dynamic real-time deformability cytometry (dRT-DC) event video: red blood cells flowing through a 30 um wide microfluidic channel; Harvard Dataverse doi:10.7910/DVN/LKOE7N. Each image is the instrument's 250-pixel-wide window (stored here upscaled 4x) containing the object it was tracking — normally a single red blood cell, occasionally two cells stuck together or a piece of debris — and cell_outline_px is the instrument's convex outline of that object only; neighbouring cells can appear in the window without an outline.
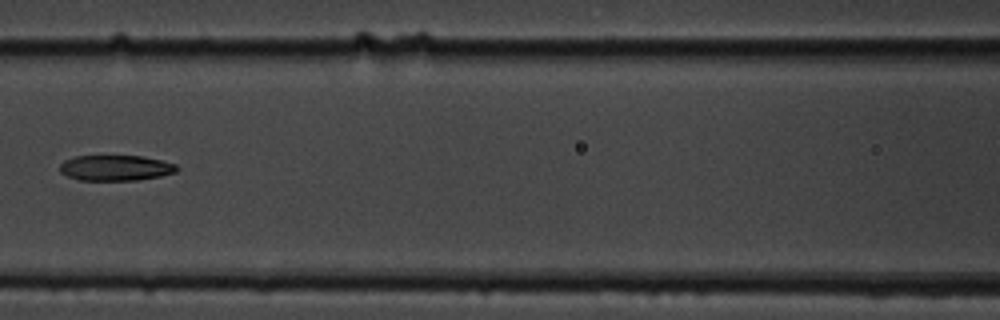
{"species": "common noctule bat (a hibernating species)", "species_latin": "Nyctalus noctula", "temperature_condition": "cold", "stored_images_in_passage": 9, "camera_frame_rate_fps": 3000, "um_per_image_px": 0.085, "animal": {"sex": "male", "body_mass_g": 19.5, "forearm_length_mm": 54.6}, "frame": {"image": 1, "passage_image": 8, "time_ms": 8.0, "image_size_px": [1000, 320], "cell_outline_px": [[180, 168], [176, 172], [160, 176], [136, 180], [80, 180], [68, 176], [60, 172], [60, 164], [64, 160], [76, 156], [140, 156], [160, 160], [176, 164]], "centroid_in_image_um": [9.83, 14.27], "position_along_channel_um": 156.8, "area_um2": 17.34}}
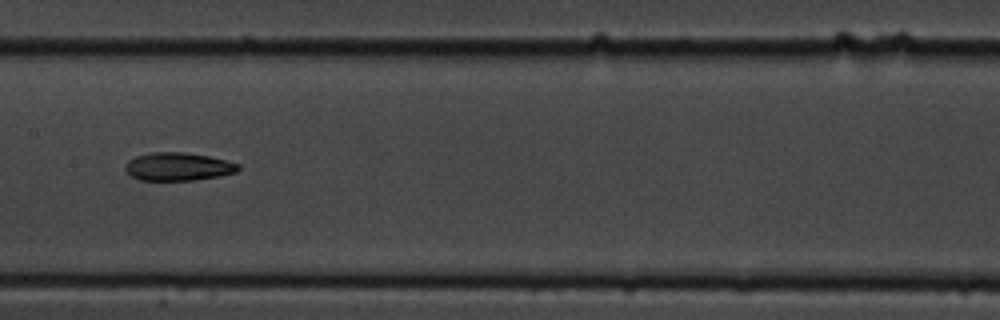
{"frame": {"image": 2, "passage_image": 9, "time_ms": 9.0, "image_size_px": [1000, 320], "cell_outline_px": [[240, 168], [236, 172], [220, 176], [192, 180], [140, 180], [132, 176], [124, 168], [128, 160], [136, 156], [152, 152], [184, 152], [208, 156], [240, 164]], "centroid_in_image_um": [15.14, 14.16], "position_along_channel_um": 192.3, "area_um2": 18.38}}